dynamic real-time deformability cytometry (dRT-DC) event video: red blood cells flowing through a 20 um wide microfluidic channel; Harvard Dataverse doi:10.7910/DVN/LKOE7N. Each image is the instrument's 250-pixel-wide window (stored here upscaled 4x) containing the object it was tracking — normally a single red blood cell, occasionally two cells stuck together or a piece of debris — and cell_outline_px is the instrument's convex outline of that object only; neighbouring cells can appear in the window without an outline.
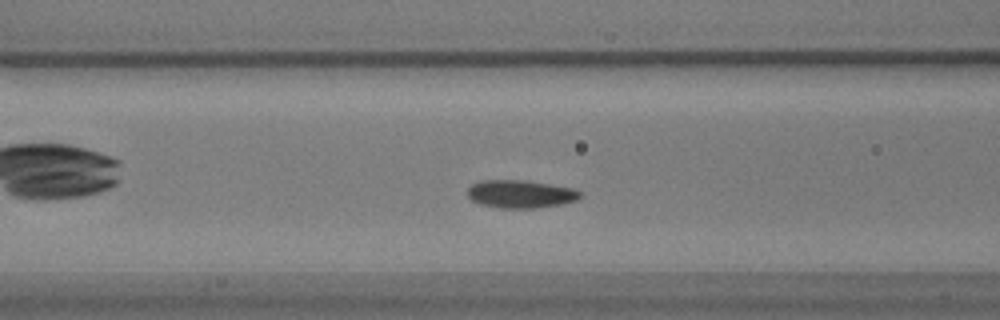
{"species": "common noctule bat (a hibernating species)", "species_latin": "Nyctalus noctula", "temperature_condition": "warm", "stored_images_in_passage": 39, "camera_frame_rate_fps": 3000, "um_per_image_px": 0.085, "animal": {"sex": "male", "body_mass_g": 17.9}, "frame": {"image": 1, "passage_image": 17, "time_ms": 5.333, "image_size_px": [1000, 320], "cell_outline_px": [[584, 196], [576, 200], [560, 204], [536, 208], [500, 208], [480, 204], [472, 200], [468, 196], [468, 188], [472, 184], [480, 180], [528, 180], [572, 188], [580, 192]], "centroid_in_image_um": [44.24, 16.48], "position_along_channel_um": 122.4, "area_um2": 18.38}}
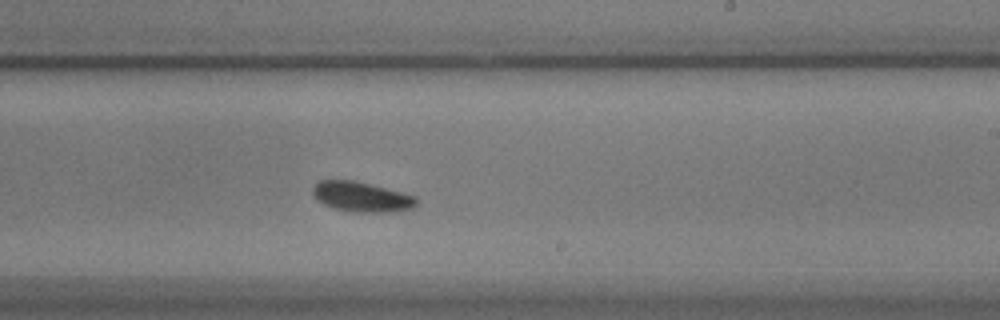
{"frame": {"image": 2, "passage_image": 29, "time_ms": 9.333, "image_size_px": [1000, 320], "cell_outline_px": [[420, 200], [412, 208], [392, 212], [348, 212], [324, 204], [316, 200], [312, 192], [312, 188], [320, 180], [352, 180], [416, 196]], "centroid_in_image_um": [30.73, 16.74], "position_along_channel_um": 258.3, "area_um2": 18.03}}
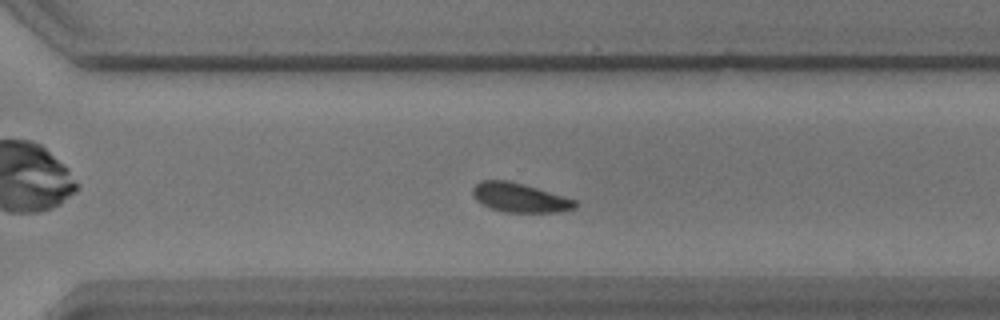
{"frame": {"image": 3, "passage_image": 35, "time_ms": 11.333, "image_size_px": [1000, 320], "cell_outline_px": [[580, 204], [576, 208], [560, 212], [504, 212], [492, 208], [476, 200], [472, 192], [472, 188], [480, 180], [508, 180], [564, 196], [576, 200]], "centroid_in_image_um": [44.21, 16.8], "position_along_channel_um": 326.4, "area_um2": 17.34}, "authors_computed_cell_mechanics": {"area_um2": 17.918, "velocity_mm_per_s": 3.4024, "shape_relaxation_time_tau1_ms": 7.7245, "shape_relaxation_time_tau2_ms": null, "deformation_change_tau1": 0.1221, "deformation_change_tau2": null}}